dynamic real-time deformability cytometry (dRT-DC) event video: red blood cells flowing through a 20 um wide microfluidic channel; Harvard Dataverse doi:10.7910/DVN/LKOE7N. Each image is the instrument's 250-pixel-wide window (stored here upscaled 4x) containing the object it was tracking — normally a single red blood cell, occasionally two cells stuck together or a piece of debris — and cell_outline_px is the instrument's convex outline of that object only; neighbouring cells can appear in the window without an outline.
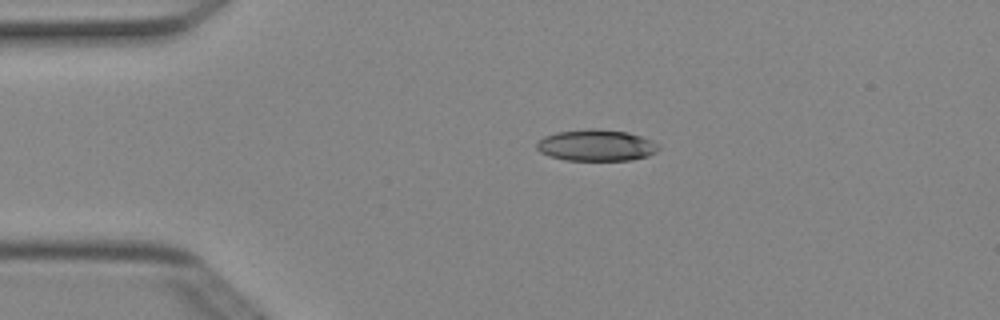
{"species": "Egyptian fruit bat (a non-hibernating species)", "species_latin": "Rousettus aegyptiacus", "temperature_condition": "cold", "stored_images_in_passage": 3, "camera_frame_rate_fps": 3000, "um_per_image_px": 0.085, "animal": {"sex": "female"}, "frame": {"image": 1, "passage_image": 2, "time_ms": 0.333, "image_size_px": [1000, 320], "cell_outline_px": [[660, 148], [656, 152], [648, 156], [628, 160], [564, 160], [540, 152], [536, 148], [536, 144], [544, 136], [556, 132], [588, 128], [596, 128], [628, 132], [652, 140], [660, 144]], "centroid_in_image_um": [50.7, 12.34], "position_along_channel_um": 34.3, "area_um2": 22.43}}